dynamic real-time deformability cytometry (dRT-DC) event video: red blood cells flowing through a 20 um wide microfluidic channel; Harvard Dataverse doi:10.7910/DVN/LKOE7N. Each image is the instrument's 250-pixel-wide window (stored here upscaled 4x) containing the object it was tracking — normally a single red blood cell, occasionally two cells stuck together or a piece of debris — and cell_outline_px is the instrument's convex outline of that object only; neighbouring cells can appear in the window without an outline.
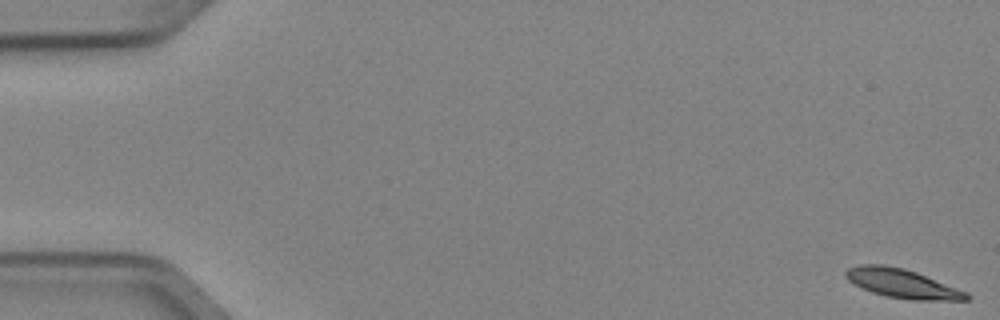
{"species": "Egyptian fruit bat (a non-hibernating species)", "species_latin": "Rousettus aegyptiacus", "temperature_condition": "cold", "stored_images_in_passage": 6, "segment_of_instrument_passage": [1, 2], "camera_frame_rate_fps": 3000, "um_per_image_px": 0.085, "animal": {"sex": "female"}, "frame": {"image": 1, "passage_image": 1, "time_ms": 0.0, "image_size_px": [1000, 320], "cell_outline_px": [[972, 296], [968, 300], [912, 300], [888, 296], [872, 292], [848, 280], [844, 276], [844, 272], [848, 268], [860, 264], [880, 264], [904, 268], [916, 272], [968, 292]], "centroid_in_image_um": [76.71, 24.09], "position_along_channel_um": 8.3, "area_um2": 20.29}}
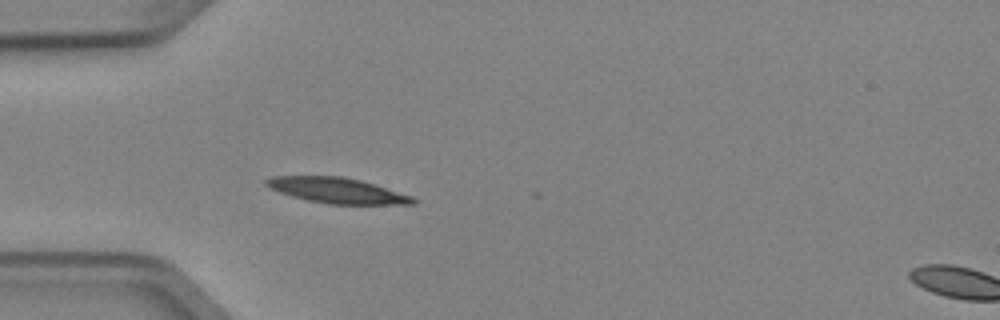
{"frame": {"image": 2, "passage_image": 5, "time_ms": 1.333, "image_size_px": [1000, 320], "cell_outline_px": [[416, 204], [328, 204], [308, 200], [292, 196], [280, 192], [264, 184], [264, 180], [272, 176], [344, 176], [360, 180], [412, 196], [416, 200]], "centroid_in_image_um": [28.64, 16.18], "position_along_channel_um": 56.4, "area_um2": 21.56}}